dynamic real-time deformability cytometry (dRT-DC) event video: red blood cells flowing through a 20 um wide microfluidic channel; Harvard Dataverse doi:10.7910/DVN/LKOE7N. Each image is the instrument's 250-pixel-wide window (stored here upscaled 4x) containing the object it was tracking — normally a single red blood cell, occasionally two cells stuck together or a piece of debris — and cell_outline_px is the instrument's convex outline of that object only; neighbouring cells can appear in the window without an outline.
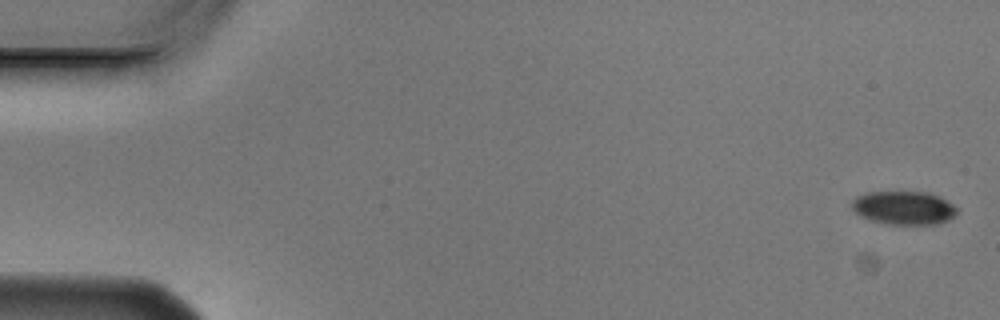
{"species": "Egyptian fruit bat (a non-hibernating species)", "species_latin": "Rousettus aegyptiacus", "temperature_condition": "cold", "stored_images_in_passage": 5, "camera_frame_rate_fps": 3000, "um_per_image_px": 0.085, "animal": {"sex": "male"}, "frame": {"image": 1, "passage_image": 1, "time_ms": 0.0, "image_size_px": [1000, 320], "cell_outline_px": [[956, 216], [948, 220], [936, 224], [884, 224], [868, 220], [860, 216], [852, 208], [852, 200], [856, 196], [864, 192], [928, 192], [940, 196], [952, 204], [956, 208]], "centroid_in_image_um": [76.8, 17.67], "position_along_channel_um": 8.2, "area_um2": 20.69}}
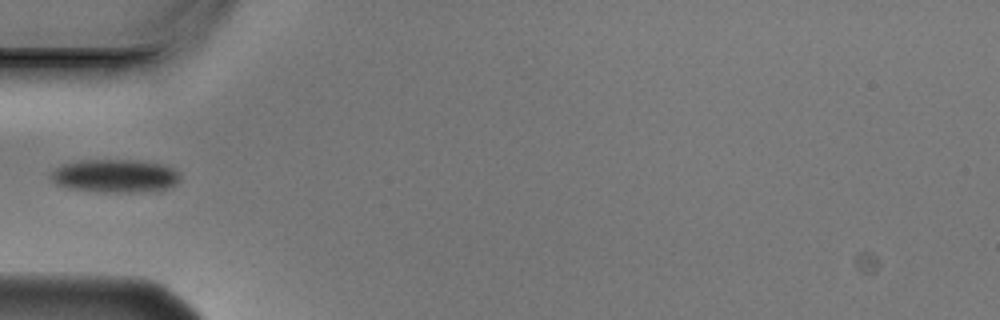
{"frame": {"image": 2, "passage_image": 5, "time_ms": 1.333, "image_size_px": [1000, 320], "cell_outline_px": [[180, 180], [176, 184], [160, 192], [100, 192], [68, 188], [56, 184], [48, 176], [56, 168], [64, 164], [76, 160], [140, 160], [164, 164], [180, 172]], "centroid_in_image_um": [9.83, 14.96], "position_along_channel_um": 75.2, "area_um2": 25.61}}